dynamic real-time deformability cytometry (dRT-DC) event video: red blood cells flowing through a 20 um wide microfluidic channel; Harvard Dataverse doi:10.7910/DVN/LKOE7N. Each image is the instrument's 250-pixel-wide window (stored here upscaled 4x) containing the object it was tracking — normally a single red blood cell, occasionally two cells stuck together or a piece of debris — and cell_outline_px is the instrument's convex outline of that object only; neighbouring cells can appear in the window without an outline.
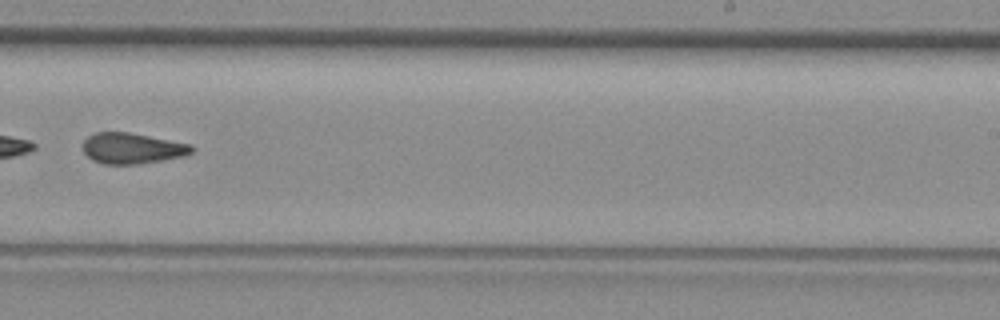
{"species": "common noctule bat (a hibernating species)", "species_latin": "Nyctalus noctula", "temperature_condition": "room temperature", "stored_images_in_passage": 35, "camera_frame_rate_fps": 3000, "um_per_image_px": 0.085, "animal": {"sex": "female", "body_mass_g": 29.2, "forearm_length_mm": 56.3}, "frame": {"image": 1, "passage_image": 20, "time_ms": 6.333, "image_size_px": [1000, 320], "cell_outline_px": [[196, 148], [192, 152], [184, 156], [136, 164], [104, 164], [92, 160], [84, 152], [84, 140], [88, 136], [96, 132], [128, 132], [192, 144]], "centroid_in_image_um": [11.25, 12.6], "position_along_channel_um": 277.7, "area_um2": 19.42}}
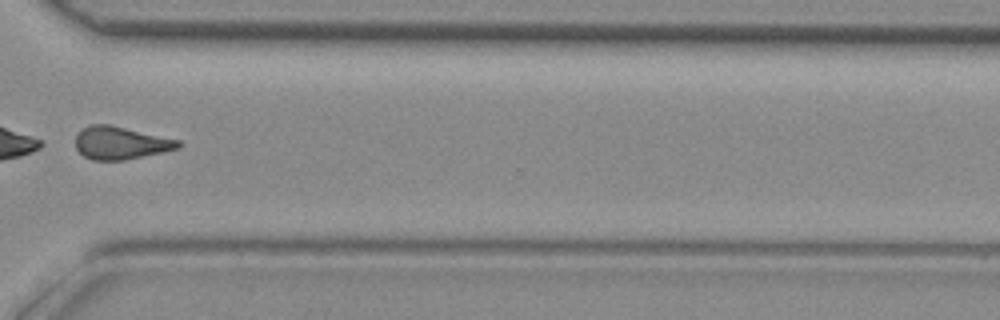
{"frame": {"image": 2, "passage_image": 25, "time_ms": 8.0, "image_size_px": [1000, 320], "cell_outline_px": [[184, 144], [180, 148], [164, 152], [124, 160], [92, 160], [84, 156], [76, 148], [76, 132], [80, 128], [88, 124], [108, 124], [180, 140]], "centroid_in_image_um": [10.25, 12.14], "position_along_channel_um": 360.3, "area_um2": 19.83}}